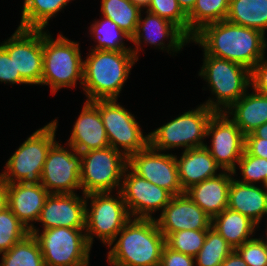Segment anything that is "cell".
I'll list each match as a JSON object with an SVG mask.
<instances>
[{"label":"cell","mask_w":267,"mask_h":266,"mask_svg":"<svg viewBox=\"0 0 267 266\" xmlns=\"http://www.w3.org/2000/svg\"><path fill=\"white\" fill-rule=\"evenodd\" d=\"M204 49V55L226 59L251 70L264 58L265 34L222 20L204 26L190 40Z\"/></svg>","instance_id":"cell-1"},{"label":"cell","mask_w":267,"mask_h":266,"mask_svg":"<svg viewBox=\"0 0 267 266\" xmlns=\"http://www.w3.org/2000/svg\"><path fill=\"white\" fill-rule=\"evenodd\" d=\"M108 252L112 266H159L165 237L155 219H130Z\"/></svg>","instance_id":"cell-2"},{"label":"cell","mask_w":267,"mask_h":266,"mask_svg":"<svg viewBox=\"0 0 267 266\" xmlns=\"http://www.w3.org/2000/svg\"><path fill=\"white\" fill-rule=\"evenodd\" d=\"M83 61V91L87 101L117 99L137 61L132 51L90 50Z\"/></svg>","instance_id":"cell-3"},{"label":"cell","mask_w":267,"mask_h":266,"mask_svg":"<svg viewBox=\"0 0 267 266\" xmlns=\"http://www.w3.org/2000/svg\"><path fill=\"white\" fill-rule=\"evenodd\" d=\"M43 29V74L41 84L49 85L51 93L63 87L83 85V60L78 42L59 34L57 39Z\"/></svg>","instance_id":"cell-4"},{"label":"cell","mask_w":267,"mask_h":266,"mask_svg":"<svg viewBox=\"0 0 267 266\" xmlns=\"http://www.w3.org/2000/svg\"><path fill=\"white\" fill-rule=\"evenodd\" d=\"M199 76L208 82L211 93L217 98L215 102L210 98L204 104L215 112H225L251 86L248 68L212 55H204Z\"/></svg>","instance_id":"cell-5"},{"label":"cell","mask_w":267,"mask_h":266,"mask_svg":"<svg viewBox=\"0 0 267 266\" xmlns=\"http://www.w3.org/2000/svg\"><path fill=\"white\" fill-rule=\"evenodd\" d=\"M57 120L36 130L8 159L0 175L7 183L41 184L47 153L56 142Z\"/></svg>","instance_id":"cell-6"},{"label":"cell","mask_w":267,"mask_h":266,"mask_svg":"<svg viewBox=\"0 0 267 266\" xmlns=\"http://www.w3.org/2000/svg\"><path fill=\"white\" fill-rule=\"evenodd\" d=\"M85 228L56 227L29 232L38 241L45 266H88L91 246ZM84 232V233H83Z\"/></svg>","instance_id":"cell-7"},{"label":"cell","mask_w":267,"mask_h":266,"mask_svg":"<svg viewBox=\"0 0 267 266\" xmlns=\"http://www.w3.org/2000/svg\"><path fill=\"white\" fill-rule=\"evenodd\" d=\"M215 113L204 103L189 110L149 134V145L157 151L184 147V150L203 147L209 120Z\"/></svg>","instance_id":"cell-8"},{"label":"cell","mask_w":267,"mask_h":266,"mask_svg":"<svg viewBox=\"0 0 267 266\" xmlns=\"http://www.w3.org/2000/svg\"><path fill=\"white\" fill-rule=\"evenodd\" d=\"M118 197L110 195V192L90 193L85 195L88 202L91 201V208H87L85 216V233L88 244L92 247L94 236L99 238L111 249L113 240L122 230L125 224L131 219L127 206L121 192L118 190Z\"/></svg>","instance_id":"cell-9"},{"label":"cell","mask_w":267,"mask_h":266,"mask_svg":"<svg viewBox=\"0 0 267 266\" xmlns=\"http://www.w3.org/2000/svg\"><path fill=\"white\" fill-rule=\"evenodd\" d=\"M81 154L80 182L84 195L110 192L115 187L120 191L121 180L128 166V158L108 146Z\"/></svg>","instance_id":"cell-10"},{"label":"cell","mask_w":267,"mask_h":266,"mask_svg":"<svg viewBox=\"0 0 267 266\" xmlns=\"http://www.w3.org/2000/svg\"><path fill=\"white\" fill-rule=\"evenodd\" d=\"M99 112L113 149L128 158L149 145V134L143 135L140 124L127 109L117 104V99L99 100Z\"/></svg>","instance_id":"cell-11"},{"label":"cell","mask_w":267,"mask_h":266,"mask_svg":"<svg viewBox=\"0 0 267 266\" xmlns=\"http://www.w3.org/2000/svg\"><path fill=\"white\" fill-rule=\"evenodd\" d=\"M1 46L13 58L15 75L27 84L41 85L43 74V29L17 27Z\"/></svg>","instance_id":"cell-12"},{"label":"cell","mask_w":267,"mask_h":266,"mask_svg":"<svg viewBox=\"0 0 267 266\" xmlns=\"http://www.w3.org/2000/svg\"><path fill=\"white\" fill-rule=\"evenodd\" d=\"M68 151L57 141L47 153L41 185L50 194H73L81 188V154L71 146Z\"/></svg>","instance_id":"cell-13"},{"label":"cell","mask_w":267,"mask_h":266,"mask_svg":"<svg viewBox=\"0 0 267 266\" xmlns=\"http://www.w3.org/2000/svg\"><path fill=\"white\" fill-rule=\"evenodd\" d=\"M211 136V148L206 149L215 159L222 171L236 174L238 164L244 152L245 135L225 112H215L207 125L206 137Z\"/></svg>","instance_id":"cell-14"},{"label":"cell","mask_w":267,"mask_h":266,"mask_svg":"<svg viewBox=\"0 0 267 266\" xmlns=\"http://www.w3.org/2000/svg\"><path fill=\"white\" fill-rule=\"evenodd\" d=\"M128 172V173H126ZM120 192L132 218L155 219L152 213L163 210L173 195L145 178L137 175L127 166Z\"/></svg>","instance_id":"cell-15"},{"label":"cell","mask_w":267,"mask_h":266,"mask_svg":"<svg viewBox=\"0 0 267 266\" xmlns=\"http://www.w3.org/2000/svg\"><path fill=\"white\" fill-rule=\"evenodd\" d=\"M128 167L137 175L166 189L173 196L185 193L181 187L176 155L159 153L148 145L128 157Z\"/></svg>","instance_id":"cell-16"},{"label":"cell","mask_w":267,"mask_h":266,"mask_svg":"<svg viewBox=\"0 0 267 266\" xmlns=\"http://www.w3.org/2000/svg\"><path fill=\"white\" fill-rule=\"evenodd\" d=\"M161 233L166 237L181 230H208L212 218L208 216L186 193L175 195L155 218Z\"/></svg>","instance_id":"cell-17"},{"label":"cell","mask_w":267,"mask_h":266,"mask_svg":"<svg viewBox=\"0 0 267 266\" xmlns=\"http://www.w3.org/2000/svg\"><path fill=\"white\" fill-rule=\"evenodd\" d=\"M147 16L142 19L140 18L137 24L135 34L131 37V42L135 44L136 49H132L137 61H138V50L140 51L141 42L144 44L149 43L150 45L159 46V49L172 52H178L190 42V38L175 24L166 20L156 14L146 11ZM164 38L170 39L167 46L164 44ZM186 43V44H185ZM166 46V47H165ZM161 47V48H160Z\"/></svg>","instance_id":"cell-18"},{"label":"cell","mask_w":267,"mask_h":266,"mask_svg":"<svg viewBox=\"0 0 267 266\" xmlns=\"http://www.w3.org/2000/svg\"><path fill=\"white\" fill-rule=\"evenodd\" d=\"M83 197L73 194H49L37 222L44 229L56 227L85 228L86 204Z\"/></svg>","instance_id":"cell-19"},{"label":"cell","mask_w":267,"mask_h":266,"mask_svg":"<svg viewBox=\"0 0 267 266\" xmlns=\"http://www.w3.org/2000/svg\"><path fill=\"white\" fill-rule=\"evenodd\" d=\"M74 123L68 145L78 153L110 146L99 112V100L86 101Z\"/></svg>","instance_id":"cell-20"},{"label":"cell","mask_w":267,"mask_h":266,"mask_svg":"<svg viewBox=\"0 0 267 266\" xmlns=\"http://www.w3.org/2000/svg\"><path fill=\"white\" fill-rule=\"evenodd\" d=\"M49 194L41 184L7 183V206L30 231Z\"/></svg>","instance_id":"cell-21"},{"label":"cell","mask_w":267,"mask_h":266,"mask_svg":"<svg viewBox=\"0 0 267 266\" xmlns=\"http://www.w3.org/2000/svg\"><path fill=\"white\" fill-rule=\"evenodd\" d=\"M228 173V174H227ZM233 172L222 171L185 191L208 216L213 218L228 207L229 188Z\"/></svg>","instance_id":"cell-22"},{"label":"cell","mask_w":267,"mask_h":266,"mask_svg":"<svg viewBox=\"0 0 267 266\" xmlns=\"http://www.w3.org/2000/svg\"><path fill=\"white\" fill-rule=\"evenodd\" d=\"M176 161L184 192L193 185L217 176V170L221 169L205 146L184 150L179 159L176 156Z\"/></svg>","instance_id":"cell-23"},{"label":"cell","mask_w":267,"mask_h":266,"mask_svg":"<svg viewBox=\"0 0 267 266\" xmlns=\"http://www.w3.org/2000/svg\"><path fill=\"white\" fill-rule=\"evenodd\" d=\"M266 189V190H265ZM228 208L250 218L257 225L267 214V188L246 184L232 178Z\"/></svg>","instance_id":"cell-24"},{"label":"cell","mask_w":267,"mask_h":266,"mask_svg":"<svg viewBox=\"0 0 267 266\" xmlns=\"http://www.w3.org/2000/svg\"><path fill=\"white\" fill-rule=\"evenodd\" d=\"M225 113L231 117L244 135L252 133L267 122V95L256 91L245 93Z\"/></svg>","instance_id":"cell-25"},{"label":"cell","mask_w":267,"mask_h":266,"mask_svg":"<svg viewBox=\"0 0 267 266\" xmlns=\"http://www.w3.org/2000/svg\"><path fill=\"white\" fill-rule=\"evenodd\" d=\"M211 227L215 229L235 250L252 239L257 227L250 218L228 207L212 218Z\"/></svg>","instance_id":"cell-26"},{"label":"cell","mask_w":267,"mask_h":266,"mask_svg":"<svg viewBox=\"0 0 267 266\" xmlns=\"http://www.w3.org/2000/svg\"><path fill=\"white\" fill-rule=\"evenodd\" d=\"M225 20L265 34V30H267V0H230Z\"/></svg>","instance_id":"cell-27"},{"label":"cell","mask_w":267,"mask_h":266,"mask_svg":"<svg viewBox=\"0 0 267 266\" xmlns=\"http://www.w3.org/2000/svg\"><path fill=\"white\" fill-rule=\"evenodd\" d=\"M72 0H24L21 22L18 27L25 29H45L48 20L62 10Z\"/></svg>","instance_id":"cell-28"},{"label":"cell","mask_w":267,"mask_h":266,"mask_svg":"<svg viewBox=\"0 0 267 266\" xmlns=\"http://www.w3.org/2000/svg\"><path fill=\"white\" fill-rule=\"evenodd\" d=\"M230 0H196L192 11L187 15L189 23V38L204 26L225 20L229 10Z\"/></svg>","instance_id":"cell-29"},{"label":"cell","mask_w":267,"mask_h":266,"mask_svg":"<svg viewBox=\"0 0 267 266\" xmlns=\"http://www.w3.org/2000/svg\"><path fill=\"white\" fill-rule=\"evenodd\" d=\"M101 11L103 17L111 19L120 29L132 37L136 32L143 10L131 0H102Z\"/></svg>","instance_id":"cell-30"},{"label":"cell","mask_w":267,"mask_h":266,"mask_svg":"<svg viewBox=\"0 0 267 266\" xmlns=\"http://www.w3.org/2000/svg\"><path fill=\"white\" fill-rule=\"evenodd\" d=\"M1 254L0 266H45L40 245L32 234Z\"/></svg>","instance_id":"cell-31"},{"label":"cell","mask_w":267,"mask_h":266,"mask_svg":"<svg viewBox=\"0 0 267 266\" xmlns=\"http://www.w3.org/2000/svg\"><path fill=\"white\" fill-rule=\"evenodd\" d=\"M101 20L90 26L92 37L98 43L91 50L132 51L133 48L126 47L123 42L124 38L129 41L131 37L111 19L104 17Z\"/></svg>","instance_id":"cell-32"},{"label":"cell","mask_w":267,"mask_h":266,"mask_svg":"<svg viewBox=\"0 0 267 266\" xmlns=\"http://www.w3.org/2000/svg\"><path fill=\"white\" fill-rule=\"evenodd\" d=\"M234 249L228 242L212 227L207 230L204 245L197 253L195 265L198 266H220Z\"/></svg>","instance_id":"cell-33"},{"label":"cell","mask_w":267,"mask_h":266,"mask_svg":"<svg viewBox=\"0 0 267 266\" xmlns=\"http://www.w3.org/2000/svg\"><path fill=\"white\" fill-rule=\"evenodd\" d=\"M28 234H30L29 230L7 205L0 209V255L23 240Z\"/></svg>","instance_id":"cell-34"},{"label":"cell","mask_w":267,"mask_h":266,"mask_svg":"<svg viewBox=\"0 0 267 266\" xmlns=\"http://www.w3.org/2000/svg\"><path fill=\"white\" fill-rule=\"evenodd\" d=\"M207 230L175 231L165 237V244L180 253L195 257L204 245Z\"/></svg>","instance_id":"cell-35"},{"label":"cell","mask_w":267,"mask_h":266,"mask_svg":"<svg viewBox=\"0 0 267 266\" xmlns=\"http://www.w3.org/2000/svg\"><path fill=\"white\" fill-rule=\"evenodd\" d=\"M147 11L169 20L189 37L188 17L177 0H151Z\"/></svg>","instance_id":"cell-36"},{"label":"cell","mask_w":267,"mask_h":266,"mask_svg":"<svg viewBox=\"0 0 267 266\" xmlns=\"http://www.w3.org/2000/svg\"><path fill=\"white\" fill-rule=\"evenodd\" d=\"M242 177L239 182L246 184H256L262 182L263 186L267 178V159L249 155L245 150L238 161Z\"/></svg>","instance_id":"cell-37"},{"label":"cell","mask_w":267,"mask_h":266,"mask_svg":"<svg viewBox=\"0 0 267 266\" xmlns=\"http://www.w3.org/2000/svg\"><path fill=\"white\" fill-rule=\"evenodd\" d=\"M235 251L248 266H267V246L263 238L252 237Z\"/></svg>","instance_id":"cell-38"},{"label":"cell","mask_w":267,"mask_h":266,"mask_svg":"<svg viewBox=\"0 0 267 266\" xmlns=\"http://www.w3.org/2000/svg\"><path fill=\"white\" fill-rule=\"evenodd\" d=\"M0 81L10 84H26L20 77L15 75V66L13 58H10L8 52L0 45Z\"/></svg>","instance_id":"cell-39"},{"label":"cell","mask_w":267,"mask_h":266,"mask_svg":"<svg viewBox=\"0 0 267 266\" xmlns=\"http://www.w3.org/2000/svg\"><path fill=\"white\" fill-rule=\"evenodd\" d=\"M195 258L164 245L159 266H195Z\"/></svg>","instance_id":"cell-40"},{"label":"cell","mask_w":267,"mask_h":266,"mask_svg":"<svg viewBox=\"0 0 267 266\" xmlns=\"http://www.w3.org/2000/svg\"><path fill=\"white\" fill-rule=\"evenodd\" d=\"M253 91L267 95V60L263 58L250 70Z\"/></svg>","instance_id":"cell-41"},{"label":"cell","mask_w":267,"mask_h":266,"mask_svg":"<svg viewBox=\"0 0 267 266\" xmlns=\"http://www.w3.org/2000/svg\"><path fill=\"white\" fill-rule=\"evenodd\" d=\"M244 150L249 155L267 159V139L245 138Z\"/></svg>","instance_id":"cell-42"},{"label":"cell","mask_w":267,"mask_h":266,"mask_svg":"<svg viewBox=\"0 0 267 266\" xmlns=\"http://www.w3.org/2000/svg\"><path fill=\"white\" fill-rule=\"evenodd\" d=\"M220 266H248L240 255L233 250Z\"/></svg>","instance_id":"cell-43"},{"label":"cell","mask_w":267,"mask_h":266,"mask_svg":"<svg viewBox=\"0 0 267 266\" xmlns=\"http://www.w3.org/2000/svg\"><path fill=\"white\" fill-rule=\"evenodd\" d=\"M245 138L267 139V122L256 128L252 133L245 135Z\"/></svg>","instance_id":"cell-44"},{"label":"cell","mask_w":267,"mask_h":266,"mask_svg":"<svg viewBox=\"0 0 267 266\" xmlns=\"http://www.w3.org/2000/svg\"><path fill=\"white\" fill-rule=\"evenodd\" d=\"M7 205V182L0 175V209Z\"/></svg>","instance_id":"cell-45"},{"label":"cell","mask_w":267,"mask_h":266,"mask_svg":"<svg viewBox=\"0 0 267 266\" xmlns=\"http://www.w3.org/2000/svg\"><path fill=\"white\" fill-rule=\"evenodd\" d=\"M177 1L179 6L186 15H188L192 11L196 2V0H177Z\"/></svg>","instance_id":"cell-46"},{"label":"cell","mask_w":267,"mask_h":266,"mask_svg":"<svg viewBox=\"0 0 267 266\" xmlns=\"http://www.w3.org/2000/svg\"><path fill=\"white\" fill-rule=\"evenodd\" d=\"M135 5H137L138 7H140L141 9L144 7L145 9H147V7L150 4L151 0H131Z\"/></svg>","instance_id":"cell-47"},{"label":"cell","mask_w":267,"mask_h":266,"mask_svg":"<svg viewBox=\"0 0 267 266\" xmlns=\"http://www.w3.org/2000/svg\"><path fill=\"white\" fill-rule=\"evenodd\" d=\"M264 186L267 188V178H266V181L264 183Z\"/></svg>","instance_id":"cell-48"},{"label":"cell","mask_w":267,"mask_h":266,"mask_svg":"<svg viewBox=\"0 0 267 266\" xmlns=\"http://www.w3.org/2000/svg\"><path fill=\"white\" fill-rule=\"evenodd\" d=\"M266 235H267V233H266ZM264 242H265V244H266V246H267V238H266V241H265V239H264Z\"/></svg>","instance_id":"cell-49"}]
</instances>
